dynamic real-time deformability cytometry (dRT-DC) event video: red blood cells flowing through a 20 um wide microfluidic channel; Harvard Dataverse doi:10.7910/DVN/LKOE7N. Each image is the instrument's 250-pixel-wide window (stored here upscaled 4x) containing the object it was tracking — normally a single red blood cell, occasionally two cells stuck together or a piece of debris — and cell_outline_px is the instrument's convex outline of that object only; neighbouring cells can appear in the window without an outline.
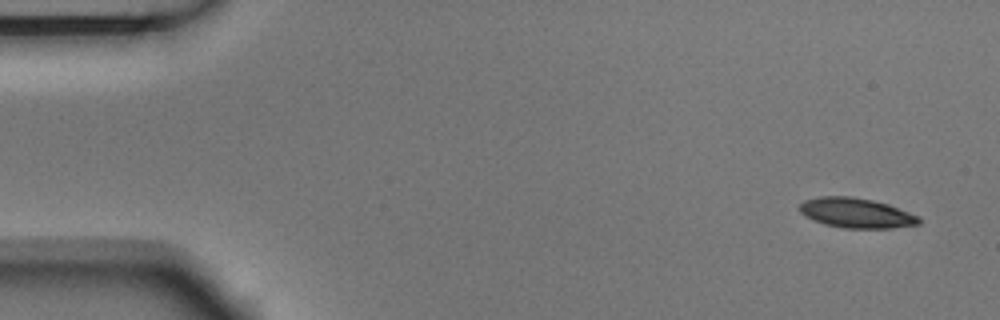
{"species": "Egyptian fruit bat (a non-hibernating species)", "species_latin": "Rousettus aegyptiacus", "temperature_condition": "room temperature", "stored_images_in_passage": 4, "camera_frame_rate_fps": 3000, "um_per_image_px": 0.085, "animal": {"sex": "male"}, "frame": {"image": 1, "passage_image": 1, "time_ms": 0.0, "image_size_px": [1000, 320], "cell_outline_px": [[924, 220], [920, 224], [892, 228], [844, 228], [824, 224], [800, 212], [800, 204], [804, 200], [820, 196], [852, 196], [872, 200], [888, 204], [920, 216]], "centroid_in_image_um": [72.85, 18.1], "position_along_channel_um": 12.2, "area_um2": 20.81}}
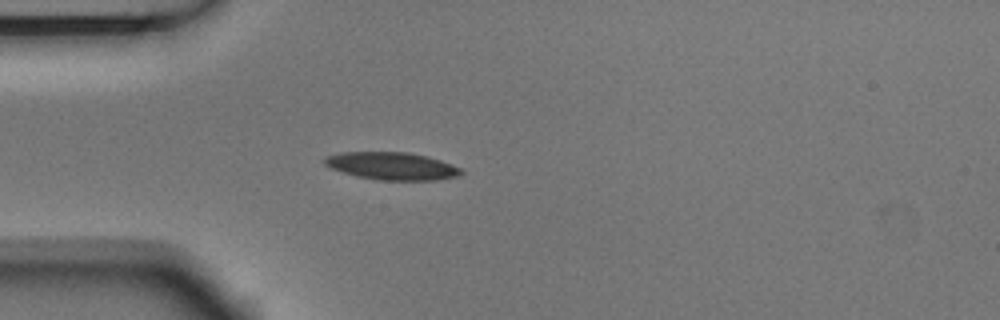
{"frame": {"image": 2, "passage_image": 4, "time_ms": 1.0, "image_size_px": [1000, 320], "cell_outline_px": [[464, 172], [456, 176], [436, 180], [376, 180], [356, 176], [332, 168], [324, 164], [324, 160], [328, 156], [340, 152], [408, 152], [428, 156], [452, 164], [460, 168]], "centroid_in_image_um": [33.33, 14.11], "position_along_channel_um": 51.7, "area_um2": 21.85}}